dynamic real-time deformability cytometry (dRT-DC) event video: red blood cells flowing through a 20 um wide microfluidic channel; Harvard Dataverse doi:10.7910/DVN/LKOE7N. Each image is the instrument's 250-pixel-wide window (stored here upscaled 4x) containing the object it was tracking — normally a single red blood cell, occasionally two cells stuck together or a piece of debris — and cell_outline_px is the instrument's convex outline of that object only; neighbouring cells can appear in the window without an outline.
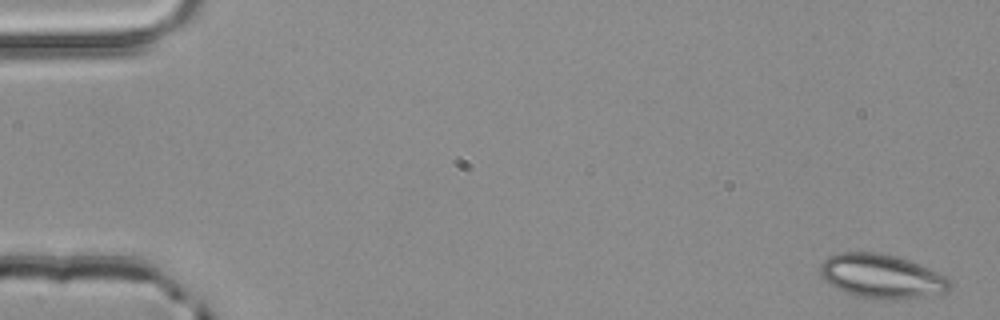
{"species": "common noctule bat (a hibernating species)", "species_latin": "Nyctalus noctula", "temperature_condition": "room temperature", "stored_images_in_passage": 3, "camera_frame_rate_fps": 3000, "um_per_image_px": 0.085, "animal": {"sex": "male", "body_mass_g": 20.4}, "frame": {"image": 1, "passage_image": 1, "time_ms": 0.0, "image_size_px": [1000, 320], "cell_outline_px": [[952, 284], [948, 292], [924, 296], [860, 296], [844, 292], [836, 288], [824, 280], [820, 276], [820, 264], [828, 256], [840, 252], [876, 252], [896, 256], [908, 260], [948, 276]], "centroid_in_image_um": [74.92, 23.42], "position_along_channel_um": 10.1, "area_um2": 32.37}}